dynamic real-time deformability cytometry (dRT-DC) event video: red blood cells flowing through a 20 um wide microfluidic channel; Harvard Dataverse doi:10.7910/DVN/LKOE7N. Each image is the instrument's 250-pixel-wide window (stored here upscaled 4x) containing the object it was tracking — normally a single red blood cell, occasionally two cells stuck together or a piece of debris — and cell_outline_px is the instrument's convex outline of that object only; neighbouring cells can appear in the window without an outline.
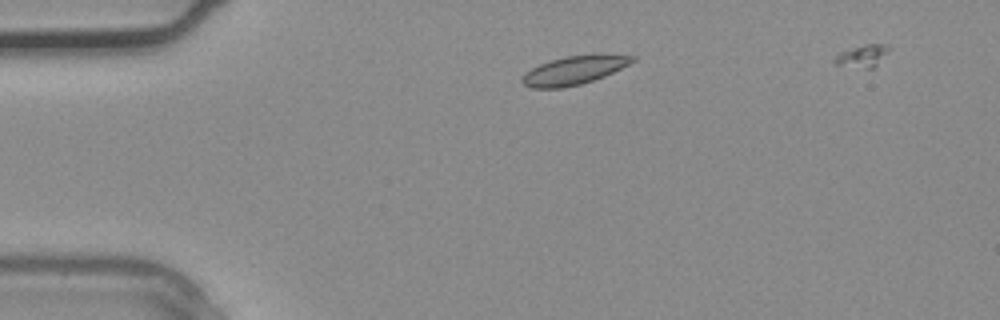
{"species": "common noctule bat (a hibernating species)", "species_latin": "Nyctalus noctula", "temperature_condition": "warm", "stored_images_in_passage": 3, "camera_frame_rate_fps": 3000, "um_per_image_px": 0.085, "animal": {"sex": "male", "body_mass_g": 20.4}, "frame": {"image": 1, "passage_image": 1, "time_ms": 0.0, "image_size_px": [1000, 320], "cell_outline_px": [[636, 60], [604, 76], [580, 84], [564, 88], [532, 88], [524, 84], [520, 80], [532, 68], [540, 64], [564, 56], [600, 52], [636, 56]], "centroid_in_image_um": [48.86, 5.93], "position_along_channel_um": 36.1, "area_um2": 18.5}}
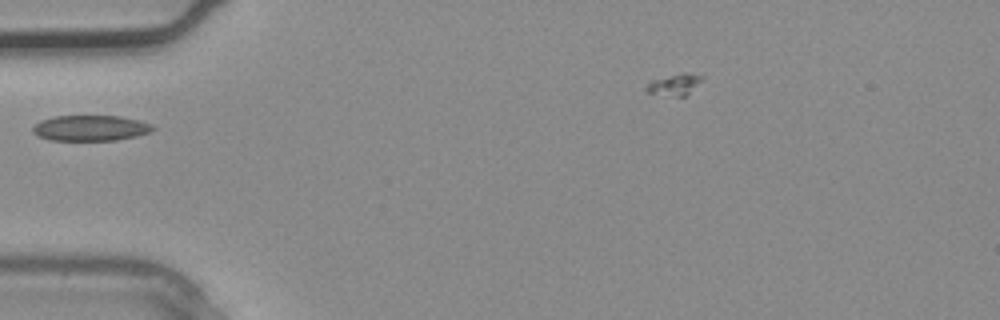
{"frame": {"image": 2, "passage_image": 2, "time_ms": 0.333, "image_size_px": [1000, 320], "cell_outline_px": [[156, 128], [152, 132], [136, 136], [116, 140], [48, 140], [32, 132], [32, 128], [40, 120], [52, 116], [120, 116], [140, 120], [152, 124]], "centroid_in_image_um": [7.72, 10.88], "position_along_channel_um": 77.3, "area_um2": 18.03}}